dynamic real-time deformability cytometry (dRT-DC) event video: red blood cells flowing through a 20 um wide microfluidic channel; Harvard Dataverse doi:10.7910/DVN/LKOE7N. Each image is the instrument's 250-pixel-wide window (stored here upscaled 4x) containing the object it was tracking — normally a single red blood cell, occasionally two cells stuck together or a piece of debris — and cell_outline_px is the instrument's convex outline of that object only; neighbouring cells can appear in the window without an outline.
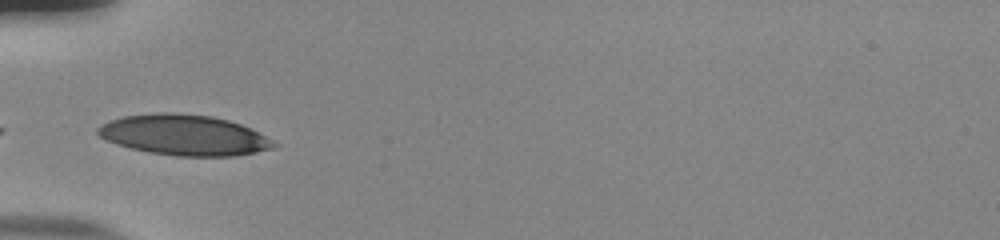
{"species": "human", "species_latin": "Homo sapiens", "temperature_condition": "room temperature", "stored_images_in_passage": 7, "camera_frame_rate_fps": 3000, "um_per_image_px": 0.085, "donor": {"sex": "male"}, "frame": {"image": 1, "passage_image": 1, "time_ms": 0.0, "image_size_px": [1000, 240], "cell_outline_px": [[280, 144], [276, 148], [236, 156], [176, 156], [148, 152], [116, 144], [100, 136], [96, 132], [96, 128], [100, 124], [108, 120], [124, 116], [160, 112], [172, 112], [212, 116], [228, 120], [252, 128]], "centroid_in_image_um": [15.68, 11.48], "position_along_channel_um": 69.3, "area_um2": 41.91}}
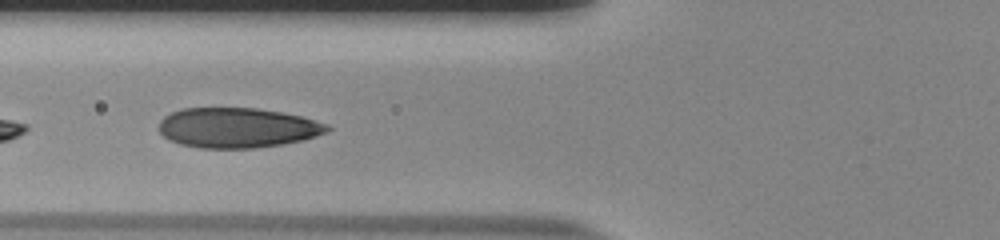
{"frame": {"image": 2, "passage_image": 4, "time_ms": 1.0, "image_size_px": [1000, 240], "cell_outline_px": [[332, 128], [328, 132], [304, 140], [280, 144], [252, 148], [200, 148], [180, 144], [168, 140], [156, 128], [160, 120], [164, 116], [172, 112], [184, 108], [256, 108], [280, 112], [300, 116], [328, 124]], "centroid_in_image_um": [20.15, 10.86], "position_along_channel_um": 105.6, "area_um2": 39.36}}